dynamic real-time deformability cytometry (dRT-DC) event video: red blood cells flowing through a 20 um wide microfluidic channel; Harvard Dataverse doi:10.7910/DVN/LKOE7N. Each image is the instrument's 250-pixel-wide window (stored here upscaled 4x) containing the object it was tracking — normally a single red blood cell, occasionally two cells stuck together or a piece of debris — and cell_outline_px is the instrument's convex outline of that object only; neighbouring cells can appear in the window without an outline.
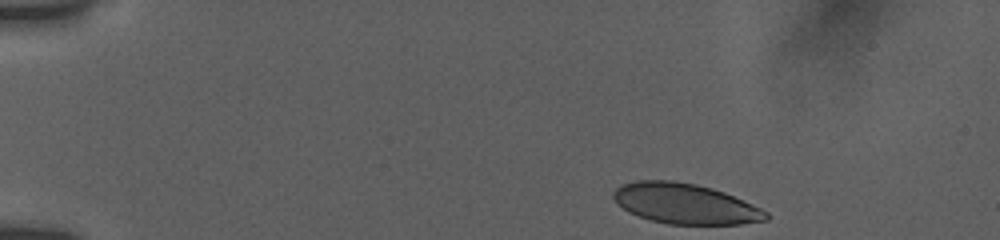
{"species": "human", "species_latin": "Homo sapiens", "temperature_condition": "room temperature", "stored_images_in_passage": 10, "camera_frame_rate_fps": 3000, "um_per_image_px": 0.085, "donor": {"sex": "female"}, "frame": {"image": 1, "passage_image": 1, "time_ms": 0.0, "image_size_px": [1000, 240], "cell_outline_px": [[768, 220], [740, 224], [668, 224], [652, 220], [628, 212], [616, 204], [612, 196], [612, 192], [620, 184], [636, 180], [672, 180], [696, 184], [712, 188], [724, 192], [760, 208], [768, 212]], "centroid_in_image_um": [58.19, 17.3], "position_along_channel_um": 26.8, "area_um2": 35.95}}
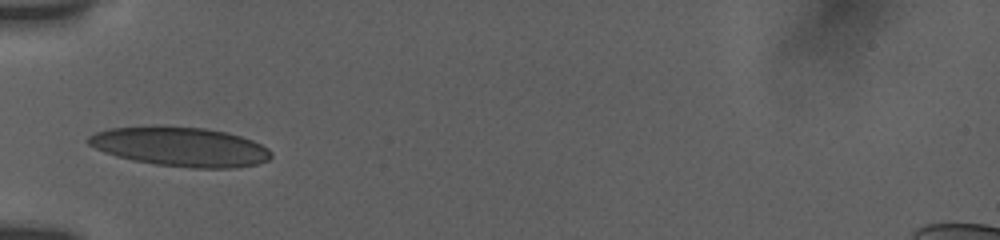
{"frame": {"image": 2, "passage_image": 9, "time_ms": 3.667, "image_size_px": [1000, 240], "cell_outline_px": [[272, 156], [268, 160], [256, 164], [232, 168], [188, 168], [156, 164], [132, 160], [116, 156], [104, 152], [88, 144], [84, 140], [88, 136], [96, 132], [108, 128], [156, 124], [164, 124], [204, 128], [228, 132], [252, 140], [268, 148], [272, 152]], "centroid_in_image_um": [15.28, 12.44], "position_along_channel_um": 69.7, "area_um2": 42.71}}